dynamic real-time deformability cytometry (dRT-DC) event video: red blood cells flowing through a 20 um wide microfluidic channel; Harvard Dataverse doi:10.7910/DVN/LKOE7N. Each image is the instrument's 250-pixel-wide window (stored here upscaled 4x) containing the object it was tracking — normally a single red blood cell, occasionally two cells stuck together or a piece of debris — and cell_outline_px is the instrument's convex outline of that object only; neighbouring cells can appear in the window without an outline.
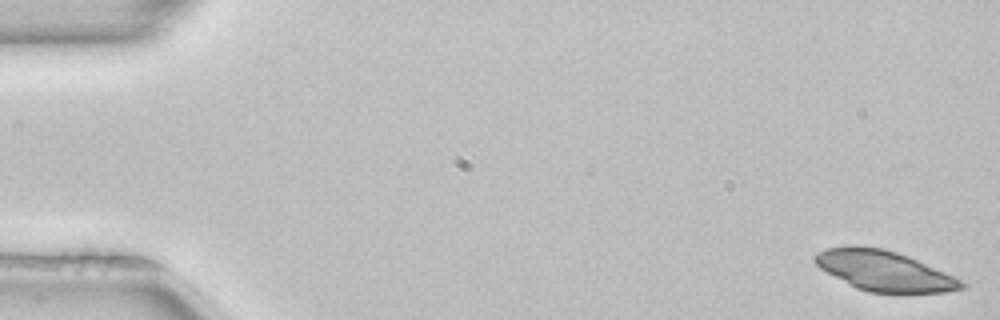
{"species": "common noctule bat (a hibernating species)", "species_latin": "Nyctalus noctula", "temperature_condition": "room temperature", "stored_images_in_passage": 51, "camera_frame_rate_fps": 3000, "um_per_image_px": 0.085, "animal": {"sex": "female", "body_mass_g": 22.7, "forearm_length_mm": 54.2}, "frame": {"image": 1, "passage_image": 1, "time_ms": 0.0, "image_size_px": [1000, 320], "cell_outline_px": [[968, 284], [964, 288], [944, 292], [904, 296], [868, 292], [856, 288], [820, 268], [812, 260], [812, 256], [816, 252], [828, 248], [852, 244], [856, 244], [884, 248], [908, 256], [944, 272]], "centroid_in_image_um": [75.15, 23.05], "position_along_channel_um": 9.8, "area_um2": 35.26}}